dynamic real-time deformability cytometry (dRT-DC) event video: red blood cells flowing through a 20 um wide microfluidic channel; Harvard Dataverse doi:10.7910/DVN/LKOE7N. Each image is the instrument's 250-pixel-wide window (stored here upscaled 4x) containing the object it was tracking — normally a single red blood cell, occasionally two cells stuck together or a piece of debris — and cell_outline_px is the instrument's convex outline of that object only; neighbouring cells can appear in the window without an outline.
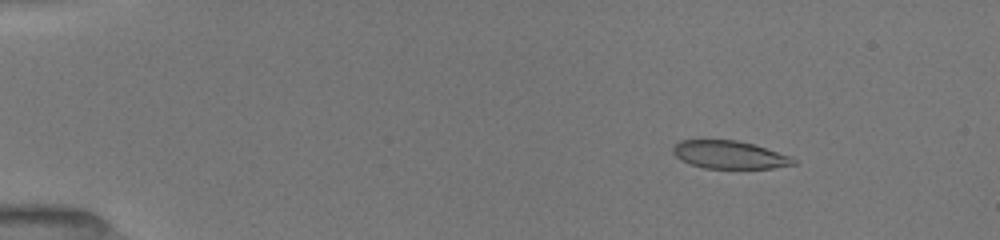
{"species": "common noctule bat (a hibernating species)", "species_latin": "Nyctalus noctula", "temperature_condition": "room temperature", "stored_images_in_passage": 15, "camera_frame_rate_fps": 3000, "um_per_image_px": 0.085, "animal": {"sex": "female", "body_mass_g": 19.5, "forearm_length_mm": 54.1}, "frame": {"image": 1, "passage_image": 6, "time_ms": 2.333, "image_size_px": [1000, 240], "cell_outline_px": [[796, 164], [772, 168], [704, 168], [680, 160], [672, 152], [672, 148], [680, 140], [736, 140], [752, 144], [792, 156], [796, 160]], "centroid_in_image_um": [62.01, 13.15], "position_along_channel_um": 23.0, "area_um2": 19.48}}
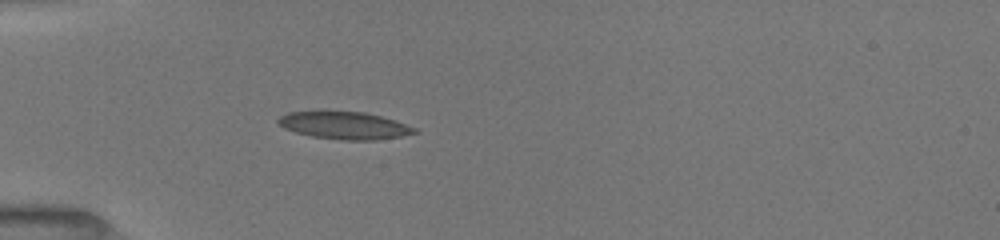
{"frame": {"image": 2, "passage_image": 12, "time_ms": 5.333, "image_size_px": [1000, 240], "cell_outline_px": [[420, 132], [400, 136], [376, 140], [340, 140], [312, 136], [296, 132], [284, 128], [276, 120], [280, 116], [288, 112], [320, 108], [324, 108], [364, 112], [396, 120], [416, 128]], "centroid_in_image_um": [29.22, 10.61], "position_along_channel_um": 55.8, "area_um2": 22.72}}
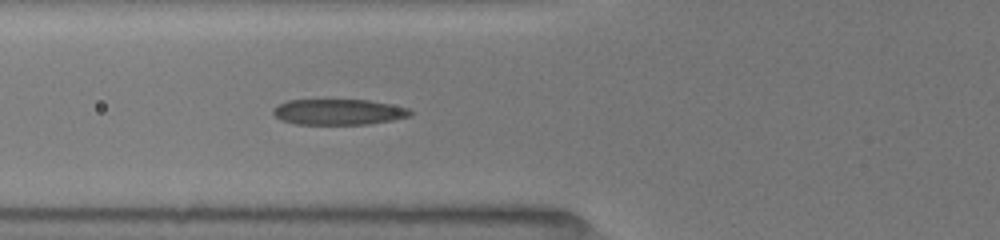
{"frame": {"image": 3, "passage_image": 15, "time_ms": 6.667, "image_size_px": [1000, 240], "cell_outline_px": [[412, 116], [392, 120], [368, 124], [296, 124], [280, 120], [272, 112], [272, 108], [276, 104], [288, 100], [368, 100], [408, 108], [412, 112]], "centroid_in_image_um": [28.73, 9.51], "position_along_channel_um": 97.1, "area_um2": 20.58}}